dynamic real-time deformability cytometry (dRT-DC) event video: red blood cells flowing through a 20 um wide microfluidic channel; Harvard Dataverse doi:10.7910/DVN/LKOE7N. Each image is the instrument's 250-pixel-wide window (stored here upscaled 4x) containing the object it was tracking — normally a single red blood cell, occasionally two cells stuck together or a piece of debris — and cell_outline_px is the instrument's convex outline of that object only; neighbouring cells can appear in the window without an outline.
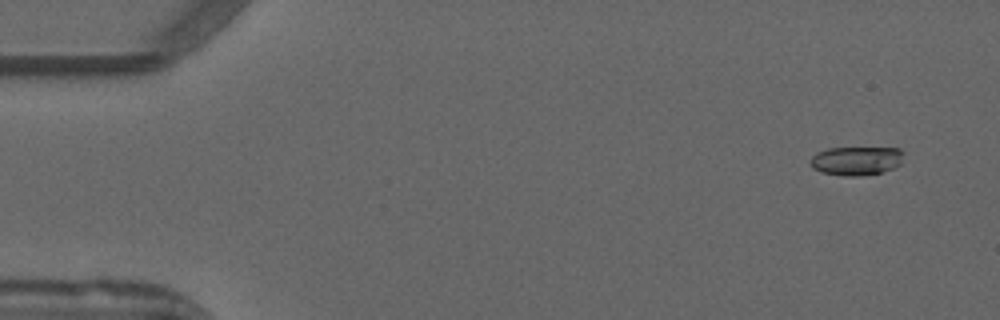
{"species": "common noctule bat (a hibernating species)", "species_latin": "Nyctalus noctula", "temperature_condition": "warm", "stored_images_in_passage": 53, "camera_frame_rate_fps": 3000, "um_per_image_px": 0.085, "animal": {"sex": "male", "forearm_length_mm": 52.5}, "frame": {"image": 1, "passage_image": 4, "time_ms": 1.0, "image_size_px": [1000, 320], "cell_outline_px": [[904, 152], [900, 164], [892, 168], [880, 172], [856, 176], [844, 176], [820, 172], [812, 168], [808, 160], [812, 156], [828, 148], [900, 148]], "centroid_in_image_um": [72.76, 13.66], "position_along_channel_um": 12.2, "area_um2": 15.61}}
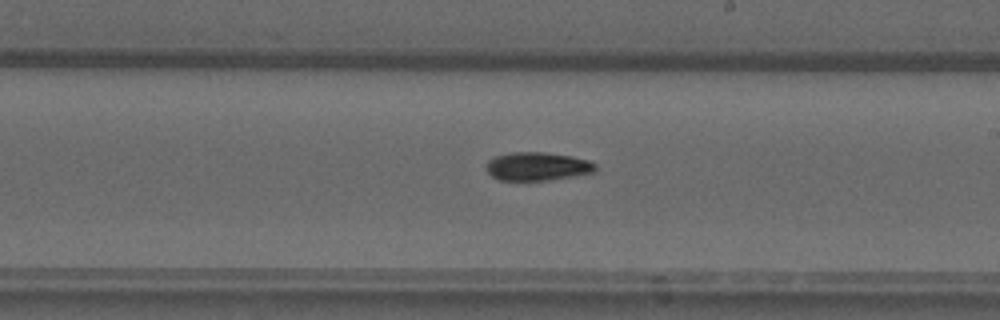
{"frame": {"image": 2, "passage_image": 31, "time_ms": 10.0, "image_size_px": [1000, 320], "cell_outline_px": [[596, 168], [592, 172], [572, 176], [548, 180], [500, 180], [492, 176], [484, 168], [488, 160], [496, 156], [508, 152], [544, 152], [572, 156], [588, 160], [596, 164]], "centroid_in_image_um": [45.63, 14.13], "position_along_channel_um": 243.4, "area_um2": 18.03}}
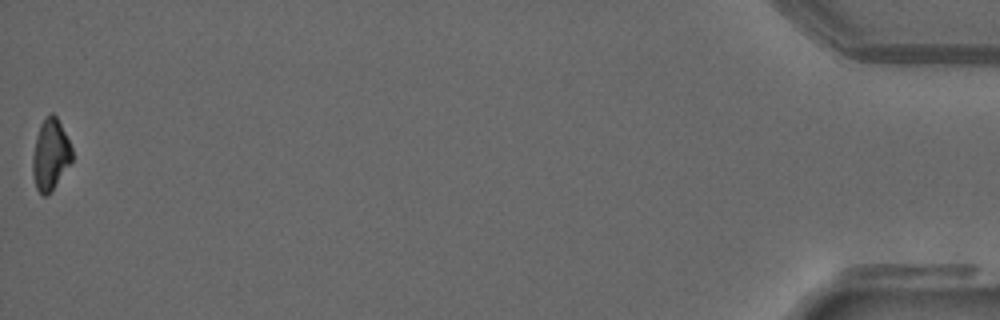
{"frame": {"image": 3, "passage_image": 53, "time_ms": 17.333, "image_size_px": [1000, 320], "cell_outline_px": [[72, 160], [52, 192], [48, 196], [44, 196], [36, 188], [32, 176], [32, 156], [36, 136], [40, 124], [52, 112], [56, 116], [72, 148]], "centroid_in_image_um": [4.27, 13.2], "position_along_channel_um": 430.9, "area_um2": 16.3}, "authors_computed_cell_mechanics": {"area_um2": 17.1666, "velocity_mm_per_s": 3.947, "shape_relaxation_time_tau1_ms": 3.7244, "shape_relaxation_time_tau2_ms": null, "deformation_change_tau1": 0.1853, "deformation_change_tau2": null}}